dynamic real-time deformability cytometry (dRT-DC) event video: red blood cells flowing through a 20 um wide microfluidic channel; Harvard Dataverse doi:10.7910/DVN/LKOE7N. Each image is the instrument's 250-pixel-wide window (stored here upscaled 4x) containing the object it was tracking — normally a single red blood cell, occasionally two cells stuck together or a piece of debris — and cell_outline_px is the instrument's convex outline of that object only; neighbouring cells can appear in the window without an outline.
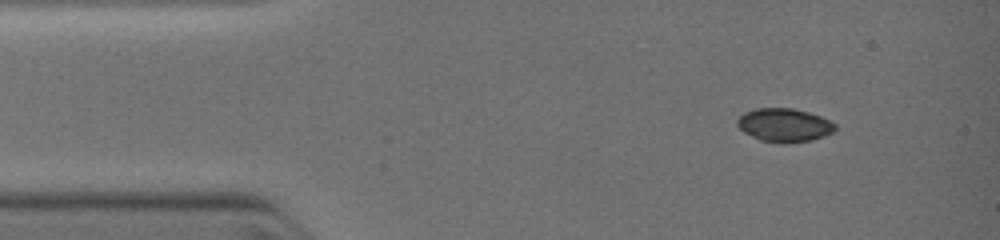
{"species": "common noctule bat (a hibernating species)", "species_latin": "Nyctalus noctula", "temperature_condition": "warm", "stored_images_in_passage": 4, "camera_frame_rate_fps": 3000, "um_per_image_px": 0.085, "animal": {"sex": "female", "body_mass_g": 19.0, "forearm_length_mm": 51.5}, "frame": {"image": 1, "passage_image": 4, "time_ms": 3.667, "image_size_px": [1000, 240], "cell_outline_px": [[836, 128], [832, 132], [824, 136], [812, 140], [760, 140], [744, 132], [736, 124], [736, 120], [744, 112], [756, 108], [792, 108], [808, 112], [820, 116], [836, 124]], "centroid_in_image_um": [66.65, 10.58], "position_along_channel_um": 18.4, "area_um2": 18.38}}